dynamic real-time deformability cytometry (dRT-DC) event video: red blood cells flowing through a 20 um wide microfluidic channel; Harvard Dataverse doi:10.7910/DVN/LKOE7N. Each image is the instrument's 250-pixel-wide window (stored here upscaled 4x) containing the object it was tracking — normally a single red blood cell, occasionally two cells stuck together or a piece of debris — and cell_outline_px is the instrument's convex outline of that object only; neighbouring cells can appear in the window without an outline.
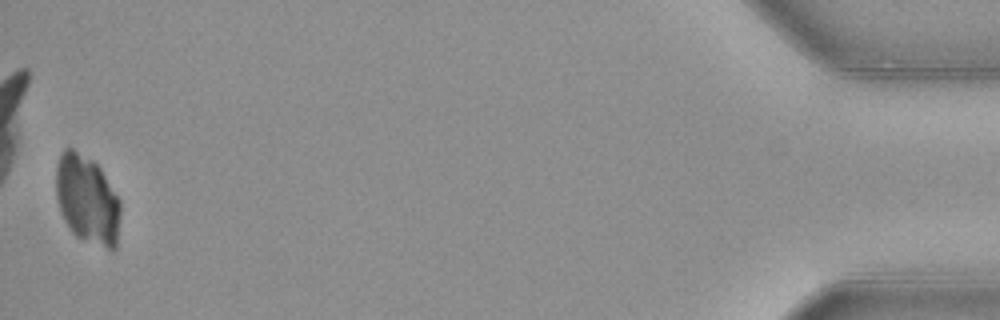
{"species": "common noctule bat (a hibernating species)", "species_latin": "Nyctalus noctula", "temperature_condition": "warm", "stored_images_in_passage": 50, "camera_frame_rate_fps": 3000, "um_per_image_px": 0.085, "animal": {"sex": "female", "body_mass_g": 21.9}, "frame": {"image": 1, "passage_image": 50, "time_ms": 16.333, "image_size_px": [1000, 320], "cell_outline_px": [[120, 216], [116, 248], [112, 252], [76, 236], [72, 232], [64, 220], [60, 212], [56, 196], [56, 168], [60, 156], [64, 148], [72, 148], [92, 160], [100, 168], [120, 200]], "centroid_in_image_um": [7.42, 17.0], "position_along_channel_um": 427.8, "area_um2": 33.41}}